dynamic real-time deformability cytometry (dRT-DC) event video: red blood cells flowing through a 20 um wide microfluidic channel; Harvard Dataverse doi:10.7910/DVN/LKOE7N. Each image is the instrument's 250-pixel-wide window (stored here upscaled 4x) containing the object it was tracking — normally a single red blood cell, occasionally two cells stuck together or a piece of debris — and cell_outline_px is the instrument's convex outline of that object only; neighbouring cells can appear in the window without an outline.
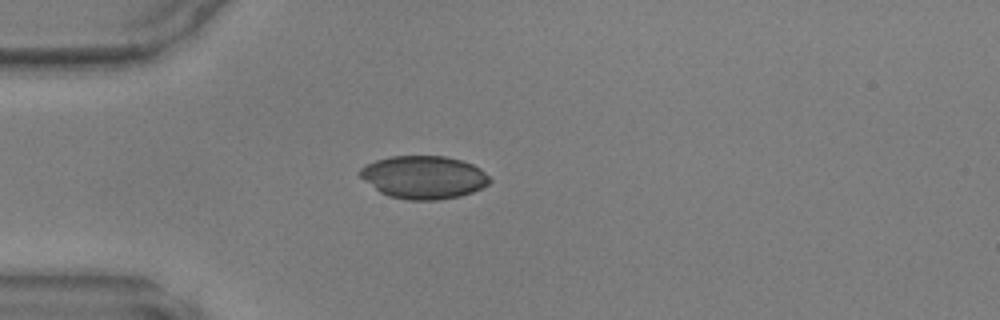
{"species": "common noctule bat (a hibernating species)", "species_latin": "Nyctalus noctula", "temperature_condition": "warm", "stored_images_in_passage": 46, "camera_frame_rate_fps": 3000, "um_per_image_px": 0.085, "animal": {"sex": "male", "body_mass_g": 17.9, "forearm_length_mm": 54.2}, "frame": {"image": 1, "passage_image": 12, "time_ms": 3.667, "image_size_px": [1000, 320], "cell_outline_px": [[492, 180], [488, 184], [472, 192], [460, 196], [440, 200], [408, 200], [388, 196], [380, 192], [364, 180], [356, 172], [360, 168], [376, 160], [392, 156], [444, 156], [460, 160], [472, 164], [480, 168]], "centroid_in_image_um": [36.0, 15.07], "position_along_channel_um": 49.0, "area_um2": 32.43}}
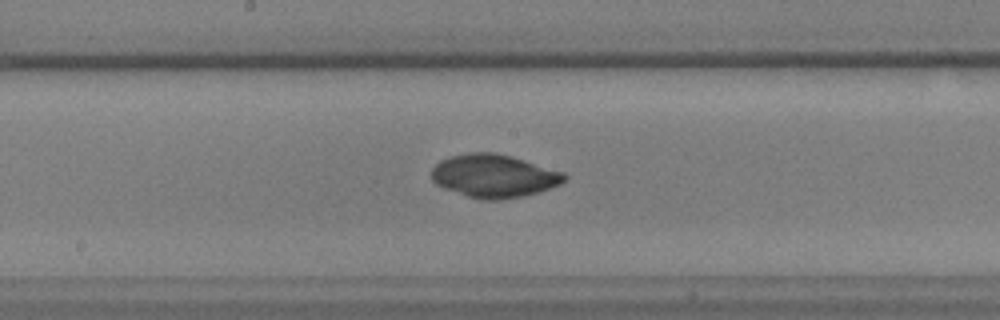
{"frame": {"image": 2, "passage_image": 24, "time_ms": 7.667, "image_size_px": [1000, 320], "cell_outline_px": [[568, 176], [560, 184], [524, 196], [500, 200], [484, 200], [468, 196], [444, 188], [436, 184], [432, 180], [432, 168], [440, 160], [452, 156], [472, 152], [496, 152], [512, 156], [564, 172]], "centroid_in_image_um": [41.99, 14.95], "position_along_channel_um": 206.2, "area_um2": 33.23}}
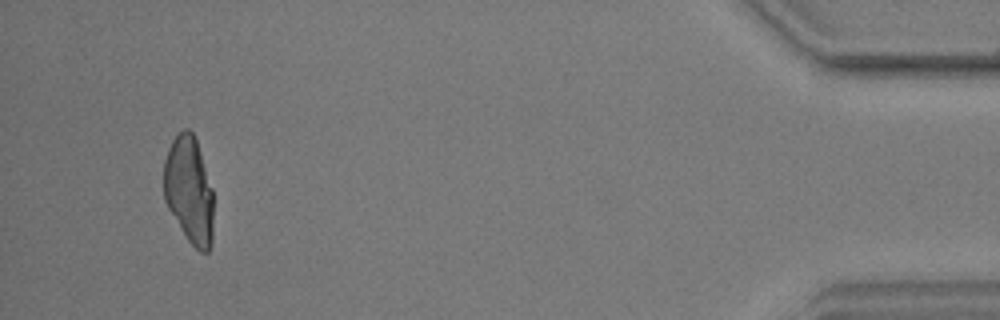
{"frame": {"image": 3, "passage_image": 44, "time_ms": 14.333, "image_size_px": [1000, 320], "cell_outline_px": [[212, 244], [208, 252], [200, 252], [188, 240], [168, 208], [164, 200], [164, 160], [168, 148], [172, 140], [184, 128], [188, 128], [192, 132], [196, 140], [212, 188]], "centroid_in_image_um": [16.06, 16.16], "position_along_channel_um": 419.1, "area_um2": 30.75}}